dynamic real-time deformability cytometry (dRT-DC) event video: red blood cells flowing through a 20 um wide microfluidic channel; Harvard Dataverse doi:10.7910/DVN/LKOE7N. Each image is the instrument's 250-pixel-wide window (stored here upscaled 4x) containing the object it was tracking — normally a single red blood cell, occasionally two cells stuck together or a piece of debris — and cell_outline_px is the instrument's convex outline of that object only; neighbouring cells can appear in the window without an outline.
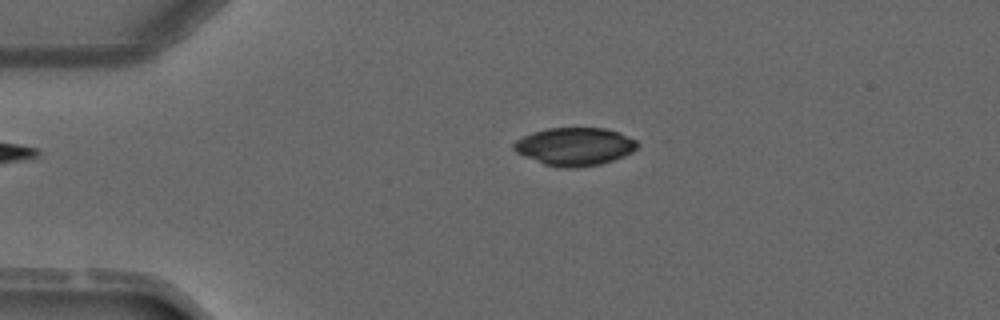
{"species": "common noctule bat (a hibernating species)", "species_latin": "Nyctalus noctula", "temperature_condition": "warm", "stored_images_in_passage": 4, "camera_frame_rate_fps": 3000, "um_per_image_px": 0.085, "animal": {"sex": "male", "forearm_length_mm": 52.5}, "frame": {"image": 1, "passage_image": 2, "time_ms": 1.0, "image_size_px": [1000, 320], "cell_outline_px": [[640, 144], [632, 152], [624, 156], [600, 164], [576, 168], [556, 168], [544, 164], [516, 152], [512, 148], [512, 144], [516, 140], [532, 132], [548, 128], [604, 128], [616, 132], [636, 140]], "centroid_in_image_um": [48.83, 12.46], "position_along_channel_um": 36.2, "area_um2": 27.28}}